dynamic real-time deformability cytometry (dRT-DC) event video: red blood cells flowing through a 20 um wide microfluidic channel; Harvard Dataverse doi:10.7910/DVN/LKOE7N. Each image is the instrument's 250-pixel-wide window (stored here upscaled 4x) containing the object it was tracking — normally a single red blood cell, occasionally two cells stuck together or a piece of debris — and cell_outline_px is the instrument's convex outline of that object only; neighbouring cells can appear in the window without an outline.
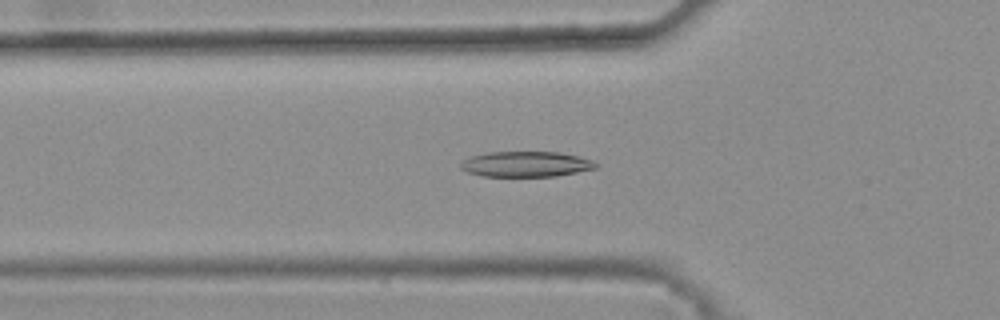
{"species": "common noctule bat (a hibernating species)", "species_latin": "Nyctalus noctula", "temperature_condition": "warm", "stored_images_in_passage": 45, "camera_frame_rate_fps": 3000, "um_per_image_px": 0.085, "animal": {"sex": "female", "body_mass_g": 25.1}, "frame": {"image": 1, "passage_image": 17, "time_ms": 5.333, "image_size_px": [1000, 320], "cell_outline_px": [[600, 164], [596, 168], [556, 176], [484, 176], [468, 172], [460, 168], [460, 164], [464, 160], [472, 156], [488, 152], [560, 152], [580, 156], [592, 160]], "centroid_in_image_um": [44.75, 13.94], "position_along_channel_um": 81.1, "area_um2": 20.0}}
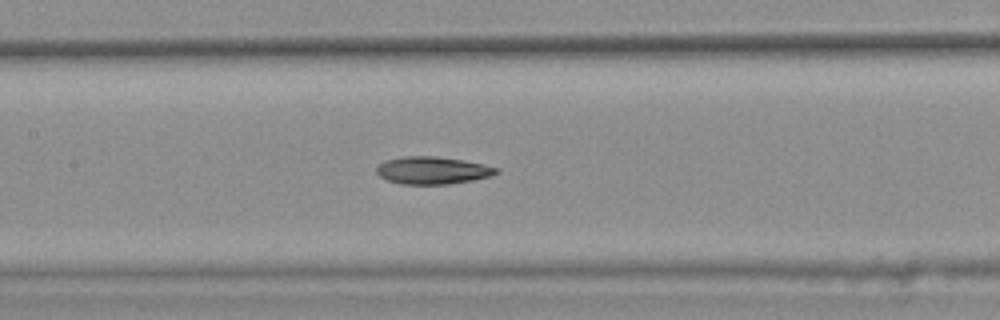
{"frame": {"image": 2, "passage_image": 24, "time_ms": 7.667, "image_size_px": [1000, 320], "cell_outline_px": [[500, 172], [488, 176], [472, 180], [448, 184], [400, 184], [388, 180], [380, 176], [376, 172], [376, 168], [384, 160], [404, 156], [436, 156], [464, 160], [484, 164], [496, 168]], "centroid_in_image_um": [36.73, 14.47], "position_along_channel_um": 170.7, "area_um2": 19.07}}
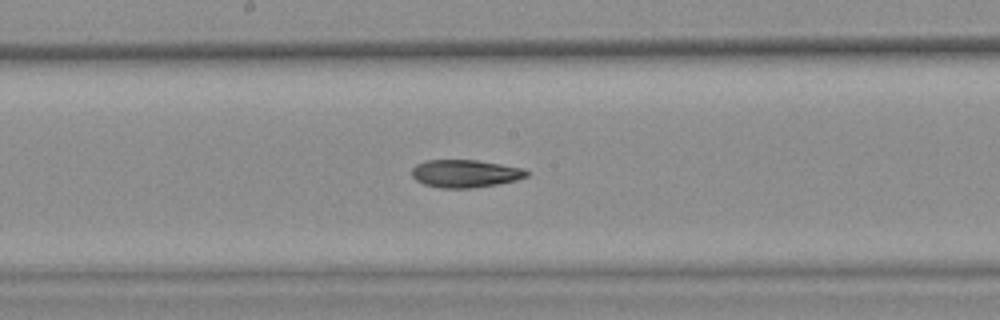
{"frame": {"image": 3, "passage_image": 27, "time_ms": 8.667, "image_size_px": [1000, 320], "cell_outline_px": [[528, 176], [516, 180], [500, 184], [472, 188], [440, 188], [424, 184], [416, 180], [412, 176], [412, 168], [416, 164], [424, 160], [476, 160], [524, 168], [528, 172]], "centroid_in_image_um": [39.54, 14.75], "position_along_channel_um": 208.7, "area_um2": 18.67}, "authors_computed_cell_mechanics": {"area_um2": 19.4208, "velocity_mm_per_s": 3.8193, "shape_relaxation_time_tau1_ms": 10.7106, "shape_relaxation_time_tau2_ms": 7.2194, "deformation_change_tau1": 0.2254, "deformation_change_tau2": 0.1598}}